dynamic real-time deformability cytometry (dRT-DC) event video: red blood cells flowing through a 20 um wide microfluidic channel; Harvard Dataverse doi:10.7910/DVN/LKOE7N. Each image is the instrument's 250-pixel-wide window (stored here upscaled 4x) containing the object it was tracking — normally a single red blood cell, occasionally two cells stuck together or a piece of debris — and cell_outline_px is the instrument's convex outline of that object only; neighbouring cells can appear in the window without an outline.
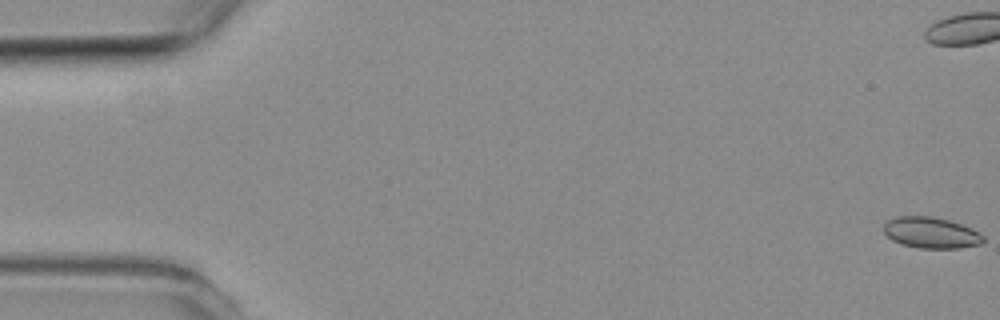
{"species": "common noctule bat (a hibernating species)", "species_latin": "Nyctalus noctula", "temperature_condition": "room temperature", "stored_images_in_passage": 6, "camera_frame_rate_fps": 3000, "um_per_image_px": 0.085, "animal": {"sex": "female", "body_mass_g": 19.3, "forearm_length_mm": 54.1}, "frame": {"image": 1, "passage_image": 1, "time_ms": 0.0, "image_size_px": [1000, 320], "cell_outline_px": [[984, 240], [980, 244], [960, 248], [920, 248], [900, 244], [892, 240], [884, 232], [884, 224], [888, 220], [896, 216], [932, 216], [948, 220], [972, 228], [980, 232], [984, 236]], "centroid_in_image_um": [79.14, 19.78], "position_along_channel_um": 5.9, "area_um2": 18.09}}